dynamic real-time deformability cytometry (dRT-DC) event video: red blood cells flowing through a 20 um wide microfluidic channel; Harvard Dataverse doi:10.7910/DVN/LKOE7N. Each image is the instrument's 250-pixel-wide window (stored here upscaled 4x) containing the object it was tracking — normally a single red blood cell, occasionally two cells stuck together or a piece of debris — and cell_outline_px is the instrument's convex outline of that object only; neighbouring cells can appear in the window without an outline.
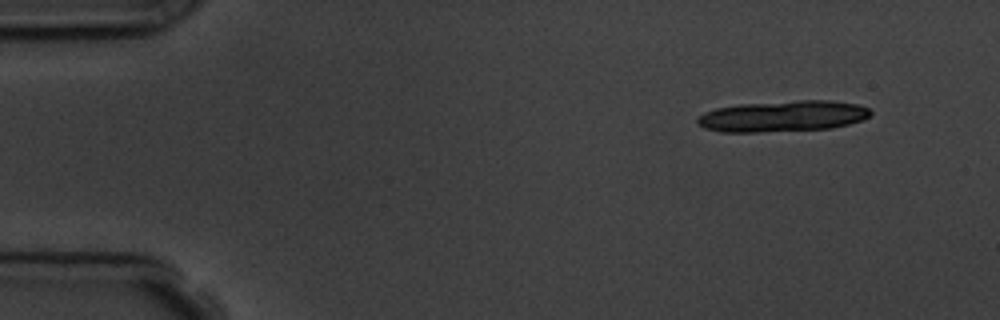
{"species": "common noctule bat (a hibernating species)", "species_latin": "Nyctalus noctula", "temperature_condition": "room temperature", "stored_images_in_passage": 5, "camera_frame_rate_fps": 3000, "um_per_image_px": 0.085, "animal": {"sex": "male", "body_mass_g": 19.5, "forearm_length_mm": 54.6}, "frame": {"image": 1, "passage_image": 1, "time_ms": 0.0, "image_size_px": [1000, 320], "cell_outline_px": [[872, 112], [864, 120], [832, 128], [760, 132], [720, 132], [704, 128], [696, 124], [696, 116], [704, 112], [716, 108], [740, 104], [796, 100], [828, 100], [856, 104], [868, 108]], "centroid_in_image_um": [66.48, 9.88], "position_along_channel_um": 18.5, "area_um2": 31.56}}